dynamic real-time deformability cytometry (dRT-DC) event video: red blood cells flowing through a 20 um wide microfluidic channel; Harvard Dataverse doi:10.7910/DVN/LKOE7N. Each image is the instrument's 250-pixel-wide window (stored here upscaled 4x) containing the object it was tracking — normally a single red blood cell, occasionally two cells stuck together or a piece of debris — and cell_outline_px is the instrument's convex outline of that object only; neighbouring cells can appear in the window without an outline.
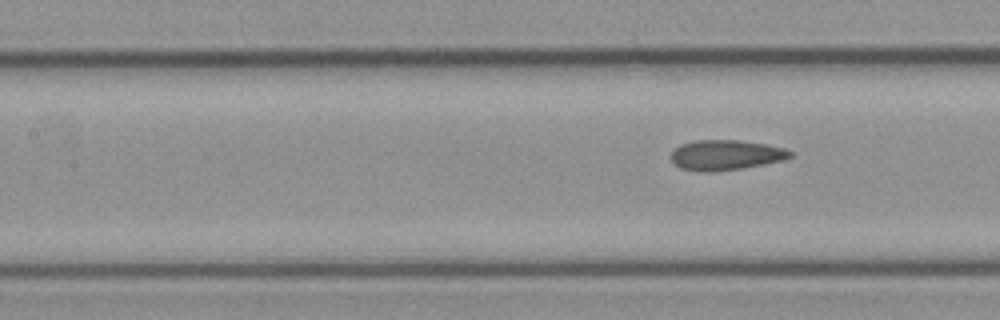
{"species": "common noctule bat (a hibernating species)", "species_latin": "Nyctalus noctula", "temperature_condition": "cold", "stored_images_in_passage": 8, "segment_of_instrument_passage": [2, 2], "camera_frame_rate_fps": 3000, "um_per_image_px": 0.085, "animal": {"sex": "female", "body_mass_g": 21.9}, "frame": {"image": 1, "passage_image": 8, "time_ms": 2.333, "image_size_px": [1000, 320], "cell_outline_px": [[792, 156], [784, 160], [764, 164], [740, 168], [712, 172], [700, 172], [680, 168], [672, 160], [672, 152], [680, 144], [696, 140], [740, 140], [768, 144], [784, 148], [792, 152]], "centroid_in_image_um": [61.7, 13.17], "position_along_channel_um": 145.7, "area_um2": 20.92}}